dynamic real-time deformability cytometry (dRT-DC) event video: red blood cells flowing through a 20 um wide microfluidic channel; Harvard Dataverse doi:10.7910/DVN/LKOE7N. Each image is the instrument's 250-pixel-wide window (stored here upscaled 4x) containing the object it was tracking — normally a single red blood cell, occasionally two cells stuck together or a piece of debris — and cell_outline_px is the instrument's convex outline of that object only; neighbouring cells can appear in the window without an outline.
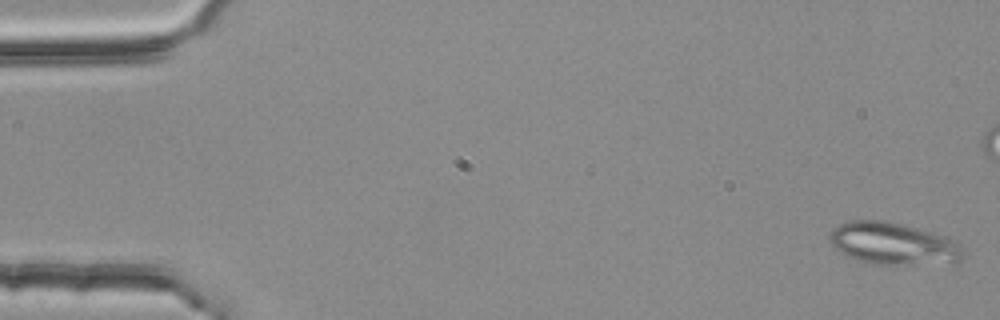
{"species": "common noctule bat (a hibernating species)", "species_latin": "Nyctalus noctula", "temperature_condition": "room temperature", "stored_images_in_passage": 5, "segment_of_instrument_passage": [1, 2], "camera_frame_rate_fps": 3000, "um_per_image_px": 0.085, "animal": {"sex": "female", "body_mass_g": 25.1}, "frame": {"image": 1, "passage_image": 1, "time_ms": 0.0, "image_size_px": [1000, 320], "cell_outline_px": [[964, 256], [960, 260], [904, 264], [872, 264], [856, 260], [840, 252], [832, 244], [832, 232], [840, 224], [848, 220], [884, 220], [916, 228], [944, 236], [960, 244]], "centroid_in_image_um": [75.88, 20.69], "position_along_channel_um": 9.1, "area_um2": 31.79}}